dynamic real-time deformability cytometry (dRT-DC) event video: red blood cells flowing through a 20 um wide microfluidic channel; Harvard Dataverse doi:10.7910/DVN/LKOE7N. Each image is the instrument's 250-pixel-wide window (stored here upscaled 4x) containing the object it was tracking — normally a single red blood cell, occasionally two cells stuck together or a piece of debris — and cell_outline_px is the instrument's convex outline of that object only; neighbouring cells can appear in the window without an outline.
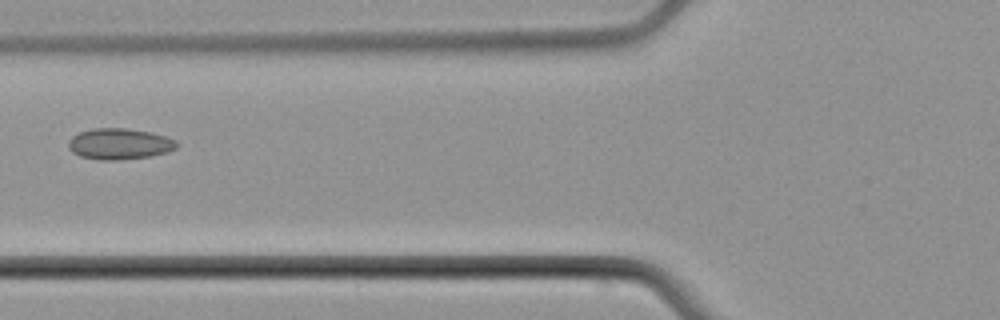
{"species": "common noctule bat (a hibernating species)", "species_latin": "Nyctalus noctula", "temperature_condition": "cold", "stored_images_in_passage": 2, "camera_frame_rate_fps": 3000, "um_per_image_px": 0.085, "animal": {"sex": "male", "body_mass_g": 21.5, "forearm_length_mm": 52.0}, "frame": {"image": 1, "passage_image": 2, "time_ms": 1.333, "image_size_px": [1000, 320], "cell_outline_px": [[180, 144], [176, 148], [168, 152], [152, 156], [116, 160], [96, 160], [80, 156], [72, 152], [68, 148], [68, 140], [72, 136], [80, 132], [92, 128], [124, 128], [152, 132], [176, 140]], "centroid_in_image_um": [10.15, 12.23], "position_along_channel_um": 115.6, "area_um2": 19.83}}